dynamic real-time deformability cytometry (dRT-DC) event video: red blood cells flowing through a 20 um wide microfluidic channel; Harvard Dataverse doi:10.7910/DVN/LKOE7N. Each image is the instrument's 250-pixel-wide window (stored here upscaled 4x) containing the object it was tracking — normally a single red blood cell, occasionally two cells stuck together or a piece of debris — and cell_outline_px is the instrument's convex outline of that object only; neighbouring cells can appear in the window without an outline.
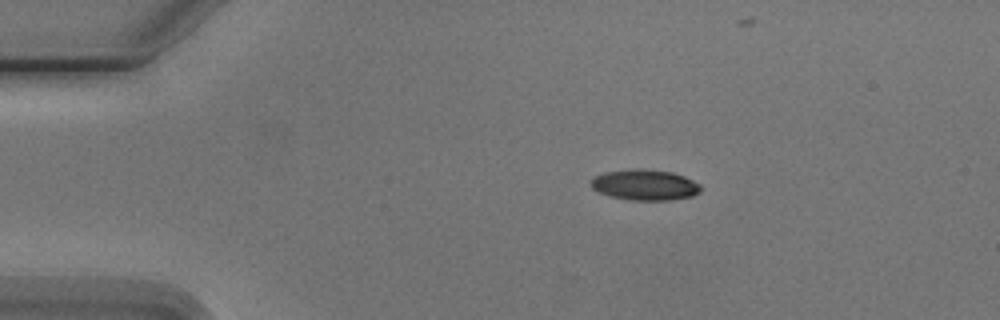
{"species": "Egyptian fruit bat (a non-hibernating species)", "species_latin": "Rousettus aegyptiacus", "temperature_condition": "cold", "stored_images_in_passage": 4, "camera_frame_rate_fps": 3000, "um_per_image_px": 0.085, "animal": {"sex": "male"}, "frame": {"image": 1, "passage_image": 2, "time_ms": 1.333, "image_size_px": [1000, 320], "cell_outline_px": [[700, 192], [692, 196], [668, 200], [632, 200], [612, 196], [600, 192], [592, 188], [592, 176], [604, 172], [628, 168], [648, 168], [672, 172], [684, 176], [700, 184]], "centroid_in_image_um": [54.81, 15.68], "position_along_channel_um": 30.2, "area_um2": 19.77}}